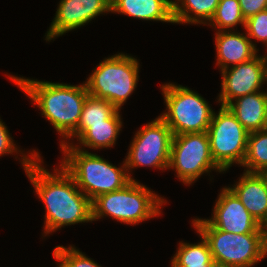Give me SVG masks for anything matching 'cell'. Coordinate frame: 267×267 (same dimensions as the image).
I'll list each match as a JSON object with an SVG mask.
<instances>
[{"label": "cell", "instance_id": "cell-1", "mask_svg": "<svg viewBox=\"0 0 267 267\" xmlns=\"http://www.w3.org/2000/svg\"><path fill=\"white\" fill-rule=\"evenodd\" d=\"M38 155L25 169L35 193L45 205L44 235L63 226L92 222L91 200L60 165L54 173L44 168Z\"/></svg>", "mask_w": 267, "mask_h": 267}, {"label": "cell", "instance_id": "cell-2", "mask_svg": "<svg viewBox=\"0 0 267 267\" xmlns=\"http://www.w3.org/2000/svg\"><path fill=\"white\" fill-rule=\"evenodd\" d=\"M11 81L18 86L40 109L44 118L62 136L63 142L77 129L82 107L88 90L83 82L80 85L38 81L9 75Z\"/></svg>", "mask_w": 267, "mask_h": 267}, {"label": "cell", "instance_id": "cell-3", "mask_svg": "<svg viewBox=\"0 0 267 267\" xmlns=\"http://www.w3.org/2000/svg\"><path fill=\"white\" fill-rule=\"evenodd\" d=\"M60 147L64 154L60 165L91 201L101 194L119 190L131 181L125 161L118 168L85 148L78 149L72 144H60Z\"/></svg>", "mask_w": 267, "mask_h": 267}, {"label": "cell", "instance_id": "cell-4", "mask_svg": "<svg viewBox=\"0 0 267 267\" xmlns=\"http://www.w3.org/2000/svg\"><path fill=\"white\" fill-rule=\"evenodd\" d=\"M153 192L134 179L119 190L101 194L91 201L92 221L109 216L121 223L137 225L157 217L167 203Z\"/></svg>", "mask_w": 267, "mask_h": 267}, {"label": "cell", "instance_id": "cell-5", "mask_svg": "<svg viewBox=\"0 0 267 267\" xmlns=\"http://www.w3.org/2000/svg\"><path fill=\"white\" fill-rule=\"evenodd\" d=\"M192 226L207 241L214 262L229 267H252L267 257V234H234L196 218Z\"/></svg>", "mask_w": 267, "mask_h": 267}, {"label": "cell", "instance_id": "cell-6", "mask_svg": "<svg viewBox=\"0 0 267 267\" xmlns=\"http://www.w3.org/2000/svg\"><path fill=\"white\" fill-rule=\"evenodd\" d=\"M139 65L136 58L124 53L105 58L85 81L88 94L105 99L121 110L137 88Z\"/></svg>", "mask_w": 267, "mask_h": 267}, {"label": "cell", "instance_id": "cell-7", "mask_svg": "<svg viewBox=\"0 0 267 267\" xmlns=\"http://www.w3.org/2000/svg\"><path fill=\"white\" fill-rule=\"evenodd\" d=\"M166 111L159 117L174 135L202 133L208 130L213 110L197 92L175 83L161 85Z\"/></svg>", "mask_w": 267, "mask_h": 267}, {"label": "cell", "instance_id": "cell-8", "mask_svg": "<svg viewBox=\"0 0 267 267\" xmlns=\"http://www.w3.org/2000/svg\"><path fill=\"white\" fill-rule=\"evenodd\" d=\"M248 134L227 107L221 106L218 113L213 112L207 135L212 159L223 173L234 163L242 165Z\"/></svg>", "mask_w": 267, "mask_h": 267}, {"label": "cell", "instance_id": "cell-9", "mask_svg": "<svg viewBox=\"0 0 267 267\" xmlns=\"http://www.w3.org/2000/svg\"><path fill=\"white\" fill-rule=\"evenodd\" d=\"M174 168L178 179L189 186L211 170L223 172L212 159L207 131L172 137L168 169Z\"/></svg>", "mask_w": 267, "mask_h": 267}, {"label": "cell", "instance_id": "cell-10", "mask_svg": "<svg viewBox=\"0 0 267 267\" xmlns=\"http://www.w3.org/2000/svg\"><path fill=\"white\" fill-rule=\"evenodd\" d=\"M173 134L168 125L158 116L140 128L130 144L125 163L128 175L131 169L153 167L166 170L169 167Z\"/></svg>", "mask_w": 267, "mask_h": 267}, {"label": "cell", "instance_id": "cell-11", "mask_svg": "<svg viewBox=\"0 0 267 267\" xmlns=\"http://www.w3.org/2000/svg\"><path fill=\"white\" fill-rule=\"evenodd\" d=\"M267 54L221 70V92L217 99L221 106L250 93L261 91L266 80Z\"/></svg>", "mask_w": 267, "mask_h": 267}, {"label": "cell", "instance_id": "cell-12", "mask_svg": "<svg viewBox=\"0 0 267 267\" xmlns=\"http://www.w3.org/2000/svg\"><path fill=\"white\" fill-rule=\"evenodd\" d=\"M213 208L212 217L206 220L218 230L234 234H267V228L259 224L226 186L220 191Z\"/></svg>", "mask_w": 267, "mask_h": 267}, {"label": "cell", "instance_id": "cell-13", "mask_svg": "<svg viewBox=\"0 0 267 267\" xmlns=\"http://www.w3.org/2000/svg\"><path fill=\"white\" fill-rule=\"evenodd\" d=\"M111 12V0H60L46 41L64 35L92 21L100 14Z\"/></svg>", "mask_w": 267, "mask_h": 267}, {"label": "cell", "instance_id": "cell-14", "mask_svg": "<svg viewBox=\"0 0 267 267\" xmlns=\"http://www.w3.org/2000/svg\"><path fill=\"white\" fill-rule=\"evenodd\" d=\"M228 188L259 224L267 228V187L264 177L260 173L243 172L234 186Z\"/></svg>", "mask_w": 267, "mask_h": 267}, {"label": "cell", "instance_id": "cell-15", "mask_svg": "<svg viewBox=\"0 0 267 267\" xmlns=\"http://www.w3.org/2000/svg\"><path fill=\"white\" fill-rule=\"evenodd\" d=\"M121 120L120 109H118L104 123L78 124L77 129L66 140L76 138L79 146L73 144V142L70 143L69 140L62 144H72L78 149L88 147L94 150L113 147L123 126Z\"/></svg>", "mask_w": 267, "mask_h": 267}, {"label": "cell", "instance_id": "cell-16", "mask_svg": "<svg viewBox=\"0 0 267 267\" xmlns=\"http://www.w3.org/2000/svg\"><path fill=\"white\" fill-rule=\"evenodd\" d=\"M215 34L216 65L220 70L247 62L257 55L258 51L253 47L246 33L232 30L218 31Z\"/></svg>", "mask_w": 267, "mask_h": 267}, {"label": "cell", "instance_id": "cell-17", "mask_svg": "<svg viewBox=\"0 0 267 267\" xmlns=\"http://www.w3.org/2000/svg\"><path fill=\"white\" fill-rule=\"evenodd\" d=\"M111 13L139 20L174 23L172 0H111Z\"/></svg>", "mask_w": 267, "mask_h": 267}, {"label": "cell", "instance_id": "cell-18", "mask_svg": "<svg viewBox=\"0 0 267 267\" xmlns=\"http://www.w3.org/2000/svg\"><path fill=\"white\" fill-rule=\"evenodd\" d=\"M226 107L249 133L263 130L267 109V93L265 91L239 97Z\"/></svg>", "mask_w": 267, "mask_h": 267}, {"label": "cell", "instance_id": "cell-19", "mask_svg": "<svg viewBox=\"0 0 267 267\" xmlns=\"http://www.w3.org/2000/svg\"><path fill=\"white\" fill-rule=\"evenodd\" d=\"M219 0H173L174 24H204L211 20Z\"/></svg>", "mask_w": 267, "mask_h": 267}, {"label": "cell", "instance_id": "cell-20", "mask_svg": "<svg viewBox=\"0 0 267 267\" xmlns=\"http://www.w3.org/2000/svg\"><path fill=\"white\" fill-rule=\"evenodd\" d=\"M245 172L260 173L267 170V131L250 132L247 138V150L241 165Z\"/></svg>", "mask_w": 267, "mask_h": 267}, {"label": "cell", "instance_id": "cell-21", "mask_svg": "<svg viewBox=\"0 0 267 267\" xmlns=\"http://www.w3.org/2000/svg\"><path fill=\"white\" fill-rule=\"evenodd\" d=\"M199 236L202 240L195 244L179 242L171 266L211 265L214 262L207 241L200 234Z\"/></svg>", "mask_w": 267, "mask_h": 267}, {"label": "cell", "instance_id": "cell-22", "mask_svg": "<svg viewBox=\"0 0 267 267\" xmlns=\"http://www.w3.org/2000/svg\"><path fill=\"white\" fill-rule=\"evenodd\" d=\"M208 26L215 27L218 31L235 30L234 27L242 25L245 27V18L243 17L238 0H219Z\"/></svg>", "mask_w": 267, "mask_h": 267}, {"label": "cell", "instance_id": "cell-23", "mask_svg": "<svg viewBox=\"0 0 267 267\" xmlns=\"http://www.w3.org/2000/svg\"><path fill=\"white\" fill-rule=\"evenodd\" d=\"M118 109L109 101L88 95L82 107L81 117L78 124L104 123Z\"/></svg>", "mask_w": 267, "mask_h": 267}, {"label": "cell", "instance_id": "cell-24", "mask_svg": "<svg viewBox=\"0 0 267 267\" xmlns=\"http://www.w3.org/2000/svg\"><path fill=\"white\" fill-rule=\"evenodd\" d=\"M53 257L59 262L58 267H102L72 245L56 246L53 250Z\"/></svg>", "mask_w": 267, "mask_h": 267}, {"label": "cell", "instance_id": "cell-25", "mask_svg": "<svg viewBox=\"0 0 267 267\" xmlns=\"http://www.w3.org/2000/svg\"><path fill=\"white\" fill-rule=\"evenodd\" d=\"M246 35L251 40L253 47L256 48V44L253 43V40L263 42L267 47V10L261 11L245 20Z\"/></svg>", "mask_w": 267, "mask_h": 267}, {"label": "cell", "instance_id": "cell-26", "mask_svg": "<svg viewBox=\"0 0 267 267\" xmlns=\"http://www.w3.org/2000/svg\"><path fill=\"white\" fill-rule=\"evenodd\" d=\"M14 140L10 136V133L8 131V128L5 126L4 122L0 119V156H5L6 154H12V153H21V164L24 167V170L34 161V159L40 154L36 150L30 151L28 153L29 155L24 154L21 152V150L16 147V144H14ZM5 154V155H4ZM24 154V155H23Z\"/></svg>", "mask_w": 267, "mask_h": 267}, {"label": "cell", "instance_id": "cell-27", "mask_svg": "<svg viewBox=\"0 0 267 267\" xmlns=\"http://www.w3.org/2000/svg\"><path fill=\"white\" fill-rule=\"evenodd\" d=\"M245 20L261 11L267 10V0H238Z\"/></svg>", "mask_w": 267, "mask_h": 267}, {"label": "cell", "instance_id": "cell-28", "mask_svg": "<svg viewBox=\"0 0 267 267\" xmlns=\"http://www.w3.org/2000/svg\"><path fill=\"white\" fill-rule=\"evenodd\" d=\"M210 267H229L227 265L221 264V263H217V262H213Z\"/></svg>", "mask_w": 267, "mask_h": 267}, {"label": "cell", "instance_id": "cell-29", "mask_svg": "<svg viewBox=\"0 0 267 267\" xmlns=\"http://www.w3.org/2000/svg\"><path fill=\"white\" fill-rule=\"evenodd\" d=\"M171 267H210V265H189V266H171Z\"/></svg>", "mask_w": 267, "mask_h": 267}, {"label": "cell", "instance_id": "cell-30", "mask_svg": "<svg viewBox=\"0 0 267 267\" xmlns=\"http://www.w3.org/2000/svg\"><path fill=\"white\" fill-rule=\"evenodd\" d=\"M260 174L264 177V181L267 187V170L260 172Z\"/></svg>", "mask_w": 267, "mask_h": 267}, {"label": "cell", "instance_id": "cell-31", "mask_svg": "<svg viewBox=\"0 0 267 267\" xmlns=\"http://www.w3.org/2000/svg\"><path fill=\"white\" fill-rule=\"evenodd\" d=\"M263 130L267 131V109H266V114H265V121H264V128Z\"/></svg>", "mask_w": 267, "mask_h": 267}, {"label": "cell", "instance_id": "cell-32", "mask_svg": "<svg viewBox=\"0 0 267 267\" xmlns=\"http://www.w3.org/2000/svg\"><path fill=\"white\" fill-rule=\"evenodd\" d=\"M266 84H267V68H266V80H265ZM267 93V91H266Z\"/></svg>", "mask_w": 267, "mask_h": 267}]
</instances>
